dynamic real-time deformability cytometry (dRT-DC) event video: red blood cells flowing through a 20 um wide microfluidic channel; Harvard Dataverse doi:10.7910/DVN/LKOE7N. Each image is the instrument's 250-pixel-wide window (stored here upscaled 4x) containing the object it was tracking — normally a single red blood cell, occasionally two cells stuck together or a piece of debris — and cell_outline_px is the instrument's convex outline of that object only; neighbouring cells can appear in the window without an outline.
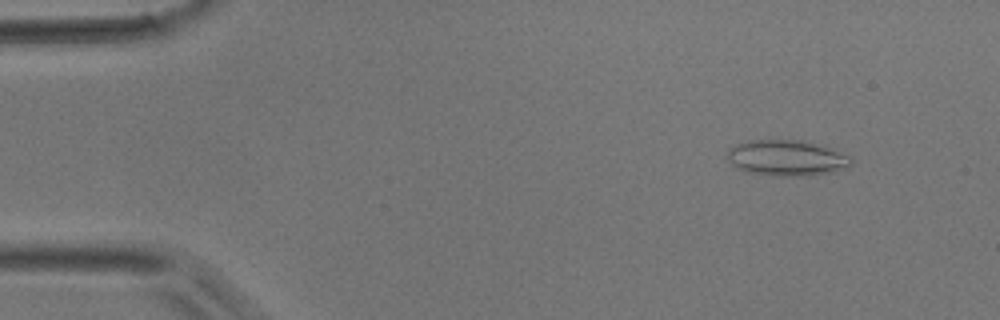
{"species": "common noctule bat (a hibernating species)", "species_latin": "Nyctalus noctula", "temperature_condition": "room temperature", "stored_images_in_passage": 46, "camera_frame_rate_fps": 3000, "um_per_image_px": 0.085, "animal": {"sex": "male", "body_mass_g": 17.9}, "frame": {"image": 1, "passage_image": 4, "time_ms": 1.0, "image_size_px": [1000, 320], "cell_outline_px": [[852, 164], [848, 168], [808, 176], [776, 176], [748, 172], [732, 164], [728, 160], [728, 148], [736, 144], [748, 140], [800, 140], [824, 144], [852, 156]], "centroid_in_image_um": [66.93, 13.41], "position_along_channel_um": 18.1, "area_um2": 26.18}}
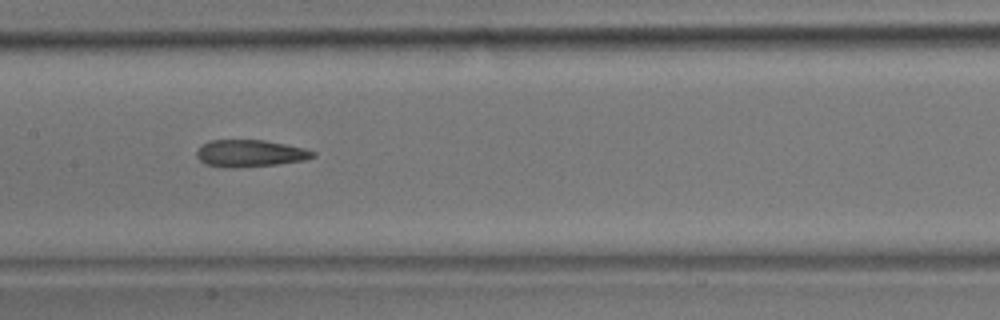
{"frame": {"image": 2, "passage_image": 22, "time_ms": 7.0, "image_size_px": [1000, 320], "cell_outline_px": [[316, 156], [304, 160], [276, 164], [232, 168], [224, 168], [204, 164], [196, 156], [196, 152], [208, 140], [264, 140], [304, 148], [316, 152]], "centroid_in_image_um": [21.24, 13.04], "position_along_channel_um": 186.2, "area_um2": 18.26}}
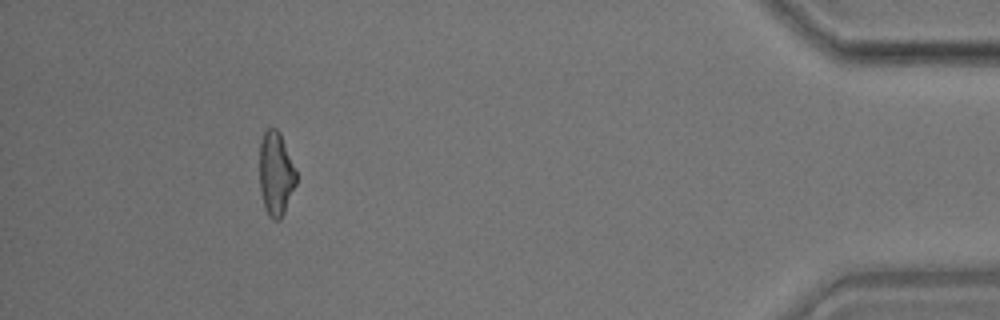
{"frame": {"image": 3, "passage_image": 42, "time_ms": 13.667, "image_size_px": [1000, 320], "cell_outline_px": [[296, 184], [284, 212], [280, 220], [272, 220], [268, 216], [264, 208], [260, 188], [260, 140], [264, 132], [268, 128], [276, 128], [280, 132], [296, 168]], "centroid_in_image_um": [23.45, 14.76], "position_along_channel_um": 411.8, "area_um2": 18.09}}